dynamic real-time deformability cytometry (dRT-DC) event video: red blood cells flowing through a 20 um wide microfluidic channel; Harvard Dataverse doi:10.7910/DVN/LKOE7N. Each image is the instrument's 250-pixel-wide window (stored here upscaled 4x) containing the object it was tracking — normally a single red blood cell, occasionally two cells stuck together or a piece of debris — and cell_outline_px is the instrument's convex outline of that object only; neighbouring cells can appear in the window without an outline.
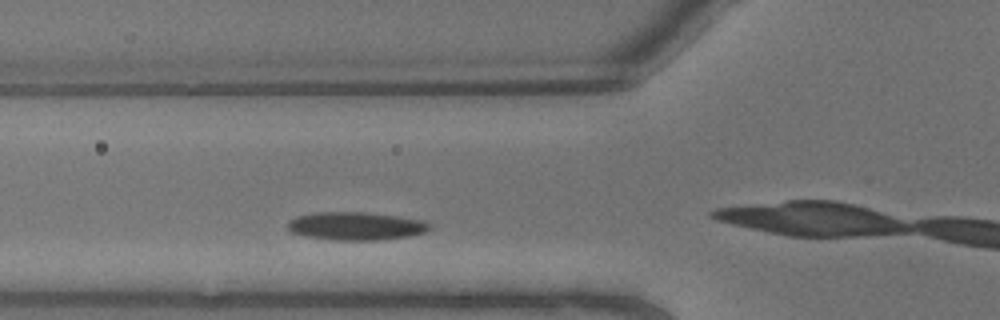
{"species": "common noctule bat (a hibernating species)", "species_latin": "Nyctalus noctula", "temperature_condition": "warm", "stored_images_in_passage": 7, "camera_frame_rate_fps": 3000, "um_per_image_px": 0.085, "animal": {"sex": "male", "body_mass_g": 13.3}, "frame": {"image": 1, "passage_image": 6, "time_ms": 1.667, "image_size_px": [1000, 320], "cell_outline_px": [[432, 228], [424, 232], [412, 236], [376, 240], [328, 240], [304, 236], [292, 232], [288, 228], [288, 224], [292, 220], [300, 216], [316, 212], [364, 212], [396, 216], [424, 220], [432, 224]], "centroid_in_image_um": [30.31, 19.22], "position_along_channel_um": 95.5, "area_um2": 23.24}}